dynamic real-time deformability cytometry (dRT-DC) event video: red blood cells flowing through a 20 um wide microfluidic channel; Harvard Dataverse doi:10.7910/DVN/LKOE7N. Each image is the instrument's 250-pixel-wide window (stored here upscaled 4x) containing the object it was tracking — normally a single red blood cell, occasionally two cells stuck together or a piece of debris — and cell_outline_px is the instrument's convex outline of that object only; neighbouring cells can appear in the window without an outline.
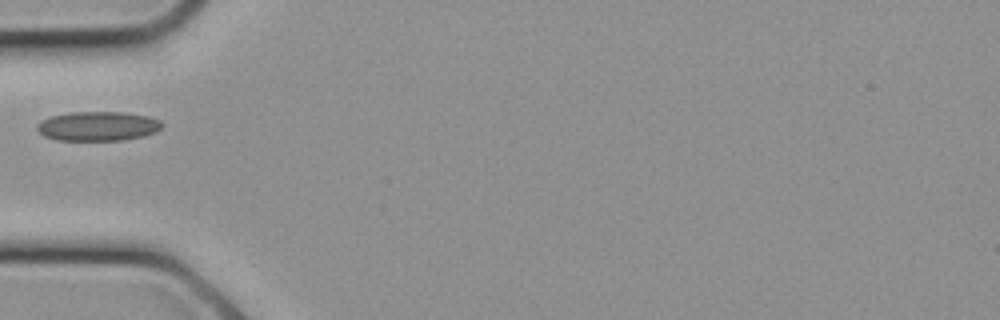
{"species": "common noctule bat (a hibernating species)", "species_latin": "Nyctalus noctula", "temperature_condition": "cold", "stored_images_in_passage": 18, "camera_frame_rate_fps": 3000, "um_per_image_px": 0.085, "animal": {"sex": "female", "body_mass_g": 21.9}, "frame": {"image": 1, "passage_image": 1, "time_ms": 0.0, "image_size_px": [1000, 320], "cell_outline_px": [[164, 124], [156, 132], [144, 136], [124, 140], [56, 140], [44, 136], [36, 128], [36, 124], [40, 120], [52, 116], [72, 112], [124, 112], [148, 116], [160, 120]], "centroid_in_image_um": [8.33, 10.72], "position_along_channel_um": 76.7, "area_um2": 21.5}}
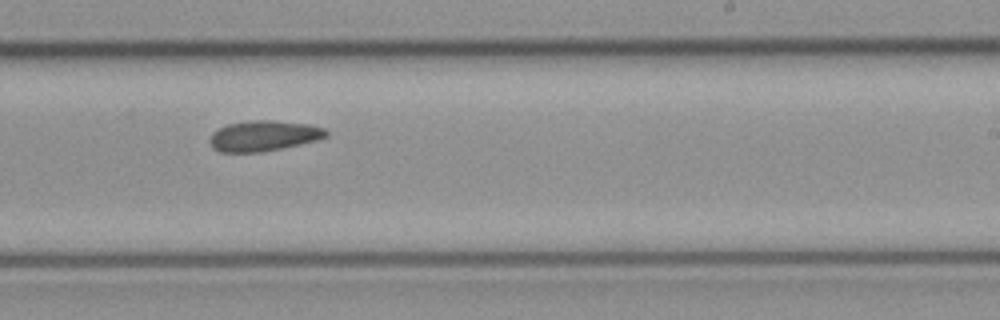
{"frame": {"image": 2, "passage_image": 8, "time_ms": 2.333, "image_size_px": [1000, 320], "cell_outline_px": [[328, 136], [316, 140], [284, 148], [264, 152], [220, 152], [212, 148], [208, 140], [212, 132], [228, 124], [252, 120], [272, 120], [308, 124], [324, 128], [328, 132]], "centroid_in_image_um": [22.39, 11.55], "position_along_channel_um": 266.6, "area_um2": 20.81}}
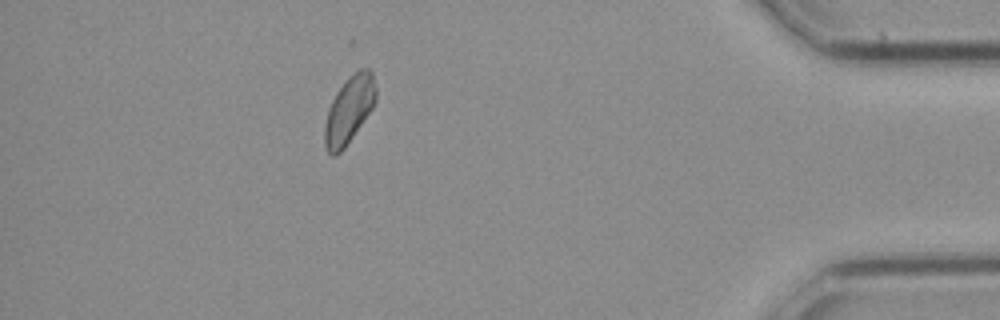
{"frame": {"image": 3, "passage_image": 15, "time_ms": 4.667, "image_size_px": [1000, 320], "cell_outline_px": [[376, 100], [372, 108], [344, 148], [336, 156], [332, 156], [324, 148], [324, 128], [328, 108], [336, 92], [356, 68], [368, 68], [372, 72], [376, 88]], "centroid_in_image_um": [29.66, 9.32], "position_along_channel_um": 405.5, "area_um2": 20.0}}